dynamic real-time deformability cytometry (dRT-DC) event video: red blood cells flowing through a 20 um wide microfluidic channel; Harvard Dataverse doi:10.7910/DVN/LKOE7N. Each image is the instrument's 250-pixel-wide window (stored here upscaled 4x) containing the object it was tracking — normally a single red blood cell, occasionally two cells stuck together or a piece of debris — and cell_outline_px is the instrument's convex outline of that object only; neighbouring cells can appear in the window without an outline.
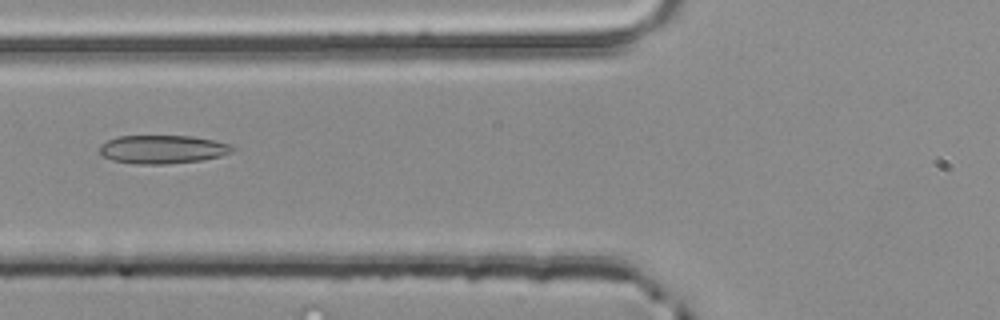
{"species": "common noctule bat (a hibernating species)", "species_latin": "Nyctalus noctula", "temperature_condition": "room temperature", "stored_images_in_passage": 4, "camera_frame_rate_fps": 3000, "um_per_image_px": 0.085, "animal": {"sex": "male", "body_mass_g": 20.4}, "frame": {"image": 1, "passage_image": 4, "time_ms": 1.0, "image_size_px": [1000, 320], "cell_outline_px": [[236, 148], [232, 152], [220, 156], [200, 160], [164, 164], [136, 164], [112, 160], [104, 156], [100, 152], [100, 144], [116, 136], [192, 136], [216, 140], [232, 144]], "centroid_in_image_um": [13.85, 12.68], "position_along_channel_um": 112.0, "area_um2": 22.08}}